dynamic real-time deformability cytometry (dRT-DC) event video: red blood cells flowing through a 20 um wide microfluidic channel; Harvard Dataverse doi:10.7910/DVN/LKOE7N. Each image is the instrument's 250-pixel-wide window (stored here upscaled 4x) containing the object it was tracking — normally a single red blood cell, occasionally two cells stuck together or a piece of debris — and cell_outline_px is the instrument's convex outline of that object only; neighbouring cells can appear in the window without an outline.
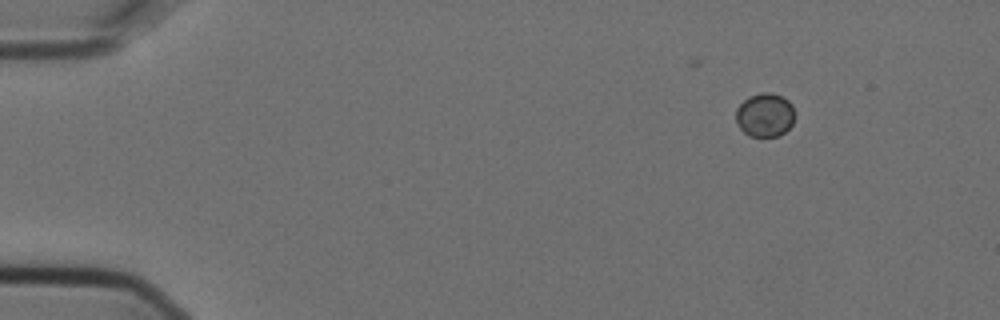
{"species": "Egyptian fruit bat (a non-hibernating species)", "species_latin": "Rousettus aegyptiacus", "temperature_condition": "cold", "stored_images_in_passage": 4, "camera_frame_rate_fps": 3000, "um_per_image_px": 0.085, "animal": {"sex": "female"}, "frame": {"image": 1, "passage_image": 1, "time_ms": 0.0, "image_size_px": [1000, 320], "cell_outline_px": [[796, 116], [792, 124], [780, 136], [748, 136], [740, 128], [736, 120], [736, 108], [748, 96], [764, 92], [772, 92], [788, 100], [792, 104], [796, 112]], "centroid_in_image_um": [65.04, 9.77], "position_along_channel_um": 20.0, "area_um2": 15.2}}
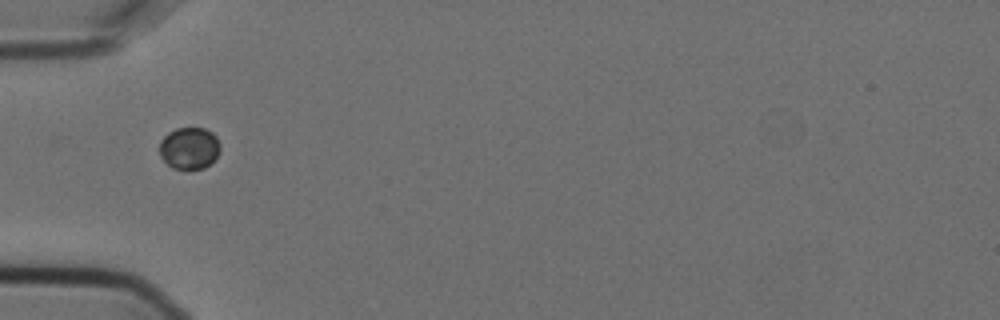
{"frame": {"image": 2, "passage_image": 4, "time_ms": 1.0, "image_size_px": [1000, 320], "cell_outline_px": [[220, 152], [204, 168], [172, 168], [160, 156], [160, 140], [168, 132], [176, 128], [204, 128], [212, 132], [216, 136], [220, 144]], "centroid_in_image_um": [16.09, 12.56], "position_along_channel_um": 68.9, "area_um2": 14.68}}